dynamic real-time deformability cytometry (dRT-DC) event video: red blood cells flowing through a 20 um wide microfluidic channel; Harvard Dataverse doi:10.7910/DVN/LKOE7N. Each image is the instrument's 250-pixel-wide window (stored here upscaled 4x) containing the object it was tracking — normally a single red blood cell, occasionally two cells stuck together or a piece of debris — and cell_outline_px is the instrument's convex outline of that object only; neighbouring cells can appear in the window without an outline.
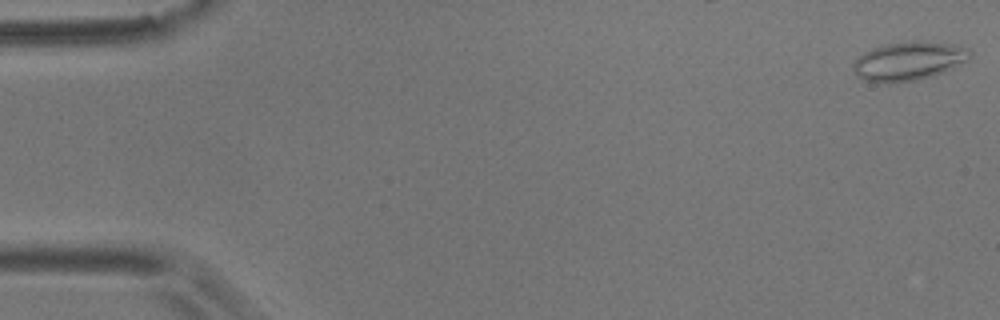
{"species": "common noctule bat (a hibernating species)", "species_latin": "Nyctalus noctula", "temperature_condition": "room temperature", "stored_images_in_passage": 6, "camera_frame_rate_fps": 3000, "um_per_image_px": 0.085, "animal": {"sex": "male", "body_mass_g": 17.9}, "frame": {"image": 1, "passage_image": 1, "time_ms": 0.0, "image_size_px": [1000, 320], "cell_outline_px": [[972, 56], [968, 60], [952, 68], [932, 76], [916, 80], [892, 84], [888, 84], [864, 80], [856, 76], [852, 68], [852, 64], [864, 52], [872, 48], [884, 44], [912, 40], [920, 40], [960, 44], [968, 48], [972, 52]], "centroid_in_image_um": [77.26, 5.18], "position_along_channel_um": 7.7, "area_um2": 26.99}}